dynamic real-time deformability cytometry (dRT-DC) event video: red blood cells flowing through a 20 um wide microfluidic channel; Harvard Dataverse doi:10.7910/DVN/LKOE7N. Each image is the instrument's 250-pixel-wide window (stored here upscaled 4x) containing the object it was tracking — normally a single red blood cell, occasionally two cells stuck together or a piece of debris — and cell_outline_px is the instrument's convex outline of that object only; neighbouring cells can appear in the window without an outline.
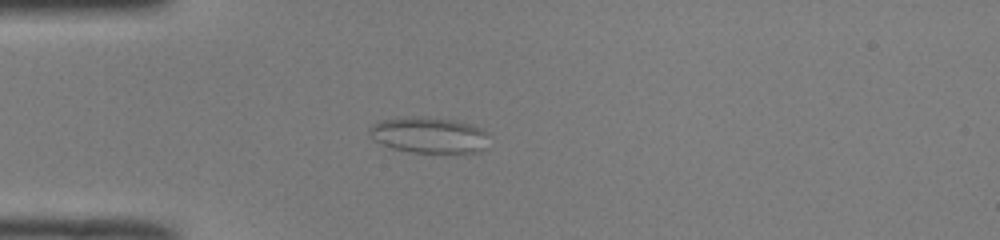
{"species": "common noctule bat (a hibernating species)", "species_latin": "Nyctalus noctula", "temperature_condition": "room temperature", "stored_images_in_passage": 50, "camera_frame_rate_fps": 3000, "um_per_image_px": 0.085, "animal": {"sex": "male", "body_mass_g": 19.0, "forearm_length_mm": 50.8}, "frame": {"image": 1, "passage_image": 14, "time_ms": 4.333, "image_size_px": [1000, 240], "cell_outline_px": [[484, 148], [480, 152], [408, 152], [392, 148], [380, 144], [368, 132], [372, 124], [380, 120], [412, 116], [460, 120], [472, 124], [480, 128], [484, 132]], "centroid_in_image_um": [36.4, 11.47], "position_along_channel_um": 48.6, "area_um2": 24.8}}
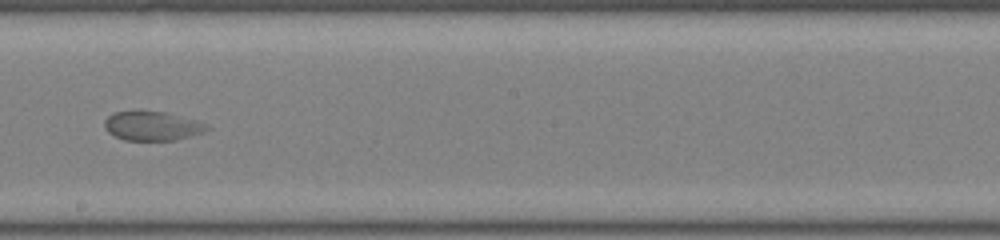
{"frame": {"image": 2, "passage_image": 29, "time_ms": 9.333, "image_size_px": [1000, 240], "cell_outline_px": [[212, 128], [204, 132], [176, 140], [124, 140], [108, 132], [104, 128], [104, 120], [108, 116], [116, 112], [164, 112], [196, 120], [208, 124]], "centroid_in_image_um": [12.97, 10.72], "position_along_channel_um": 235.2, "area_um2": 17.22}}
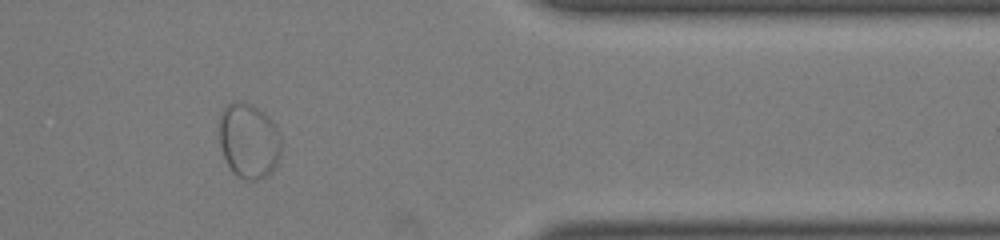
{"frame": {"image": 3, "passage_image": 42, "time_ms": 13.667, "image_size_px": [1000, 240], "cell_outline_px": [[280, 152], [276, 164], [272, 172], [268, 176], [256, 180], [248, 180], [236, 176], [232, 172], [224, 156], [220, 144], [220, 116], [224, 108], [232, 100], [248, 104], [264, 112], [276, 124], [280, 136]], "centroid_in_image_um": [21.16, 11.98], "position_along_channel_um": 390.2, "area_um2": 27.05}}